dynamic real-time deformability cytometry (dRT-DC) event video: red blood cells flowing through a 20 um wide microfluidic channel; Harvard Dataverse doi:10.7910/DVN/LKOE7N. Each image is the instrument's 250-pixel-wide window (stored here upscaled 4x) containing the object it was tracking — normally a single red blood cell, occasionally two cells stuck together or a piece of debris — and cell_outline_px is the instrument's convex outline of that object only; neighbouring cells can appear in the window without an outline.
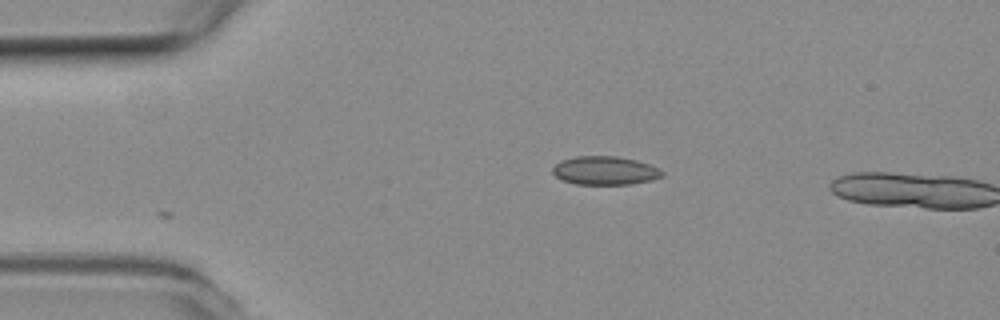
{"species": "common noctule bat (a hibernating species)", "species_latin": "Nyctalus noctula", "temperature_condition": "room temperature", "stored_images_in_passage": 4, "camera_frame_rate_fps": 3000, "um_per_image_px": 0.085, "animal": {"sex": "female", "body_mass_g": 19.3, "forearm_length_mm": 54.1}, "frame": {"image": 1, "passage_image": 1, "time_ms": 0.0, "image_size_px": [1000, 320], "cell_outline_px": [[664, 176], [652, 180], [628, 184], [576, 184], [564, 180], [556, 176], [552, 172], [552, 168], [560, 160], [576, 156], [616, 156], [636, 160], [660, 168], [664, 172]], "centroid_in_image_um": [51.44, 14.49], "position_along_channel_um": 33.6, "area_um2": 18.21}}